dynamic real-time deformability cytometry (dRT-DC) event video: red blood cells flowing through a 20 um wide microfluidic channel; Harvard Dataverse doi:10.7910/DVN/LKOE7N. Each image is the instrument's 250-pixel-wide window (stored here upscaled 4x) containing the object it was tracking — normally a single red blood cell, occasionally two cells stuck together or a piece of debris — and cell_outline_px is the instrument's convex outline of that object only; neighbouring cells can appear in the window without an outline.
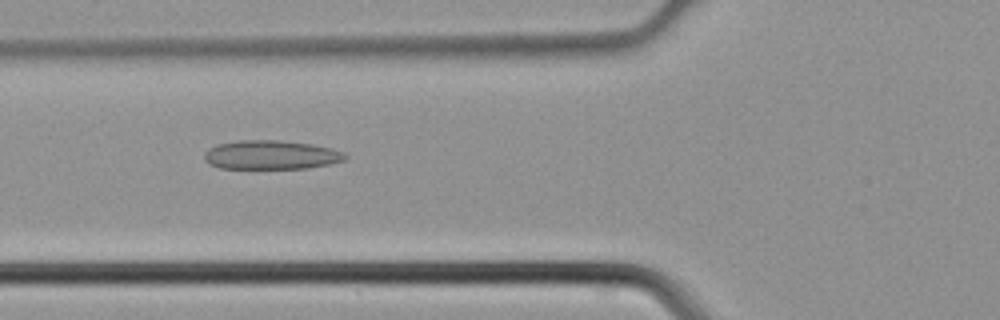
{"species": "common noctule bat (a hibernating species)", "species_latin": "Nyctalus noctula", "temperature_condition": "cold", "stored_images_in_passage": 36, "segment_of_instrument_passage": [1, 2], "camera_frame_rate_fps": 3000, "um_per_image_px": 0.085, "animal": {"sex": "male", "body_mass_g": 21.5, "forearm_length_mm": 52.0}, "frame": {"image": 1, "passage_image": 7, "time_ms": 2.0, "image_size_px": [1000, 320], "cell_outline_px": [[348, 156], [344, 160], [328, 164], [308, 168], [220, 168], [208, 164], [204, 160], [204, 152], [208, 148], [216, 144], [236, 140], [280, 140], [312, 144], [332, 148], [344, 152]], "centroid_in_image_um": [23.0, 13.15], "position_along_channel_um": 102.8, "area_um2": 23.99}}
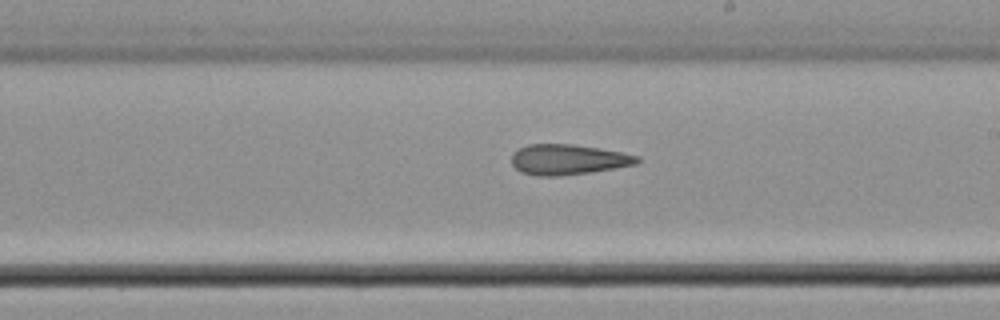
{"frame": {"image": 2, "passage_image": 16, "time_ms": 5.0, "image_size_px": [1000, 320], "cell_outline_px": [[640, 160], [636, 164], [592, 172], [560, 176], [540, 176], [520, 172], [512, 164], [512, 152], [528, 144], [572, 144], [600, 148], [640, 156]], "centroid_in_image_um": [48.27, 13.56], "position_along_channel_um": 240.7, "area_um2": 22.25}}
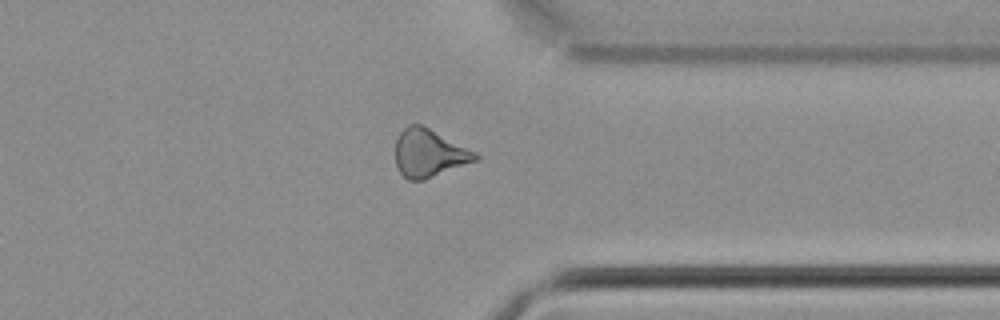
{"frame": {"image": 3, "passage_image": 25, "time_ms": 8.0, "image_size_px": [1000, 320], "cell_outline_px": [[480, 160], [424, 180], [408, 180], [400, 172], [396, 164], [396, 140], [400, 132], [408, 124], [420, 124], [476, 152], [480, 156]], "centroid_in_image_um": [36.49, 13.04], "position_along_channel_um": 374.9, "area_um2": 22.25}}